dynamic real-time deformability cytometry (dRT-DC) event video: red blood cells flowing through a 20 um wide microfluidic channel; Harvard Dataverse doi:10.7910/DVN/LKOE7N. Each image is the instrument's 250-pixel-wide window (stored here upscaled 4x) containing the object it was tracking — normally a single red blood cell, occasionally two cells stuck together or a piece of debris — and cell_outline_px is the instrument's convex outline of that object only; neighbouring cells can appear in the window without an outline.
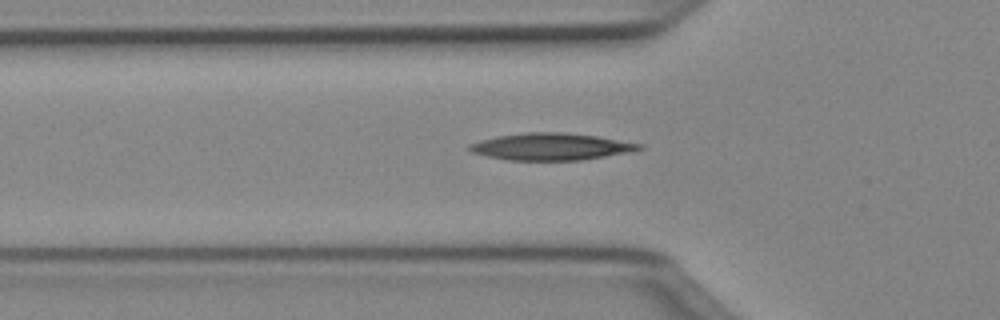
{"species": "Egyptian fruit bat (a non-hibernating species)", "species_latin": "Rousettus aegyptiacus", "temperature_condition": "cold", "stored_images_in_passage": 39, "camera_frame_rate_fps": 3000, "um_per_image_px": 0.085, "animal": {"sex": "female"}, "frame": {"image": 1, "passage_image": 12, "time_ms": 3.667, "image_size_px": [1000, 320], "cell_outline_px": [[644, 148], [628, 152], [580, 160], [508, 160], [488, 156], [472, 152], [464, 148], [468, 144], [480, 140], [496, 136], [528, 132], [560, 132], [596, 136], [644, 144]], "centroid_in_image_um": [46.79, 12.46], "position_along_channel_um": 79.0, "area_um2": 26.59}}
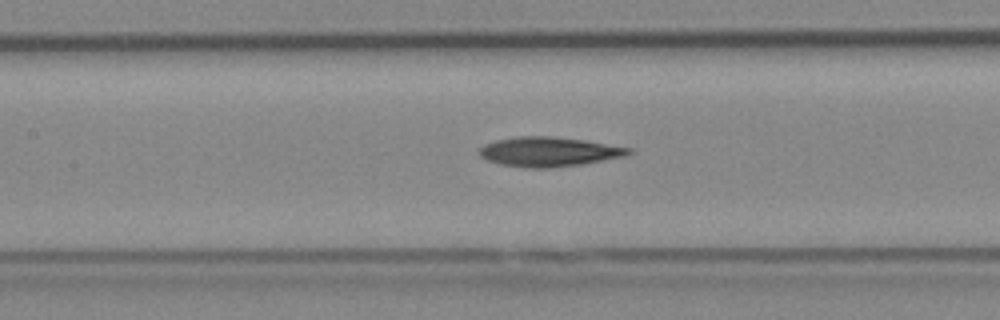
{"frame": {"image": 2, "passage_image": 18, "time_ms": 5.667, "image_size_px": [1000, 320], "cell_outline_px": [[632, 152], [624, 156], [580, 164], [548, 168], [528, 168], [500, 164], [488, 160], [480, 156], [476, 152], [484, 144], [496, 140], [516, 136], [548, 136], [584, 140], [632, 148]], "centroid_in_image_um": [46.6, 12.89], "position_along_channel_um": 160.8, "area_um2": 25.55}}
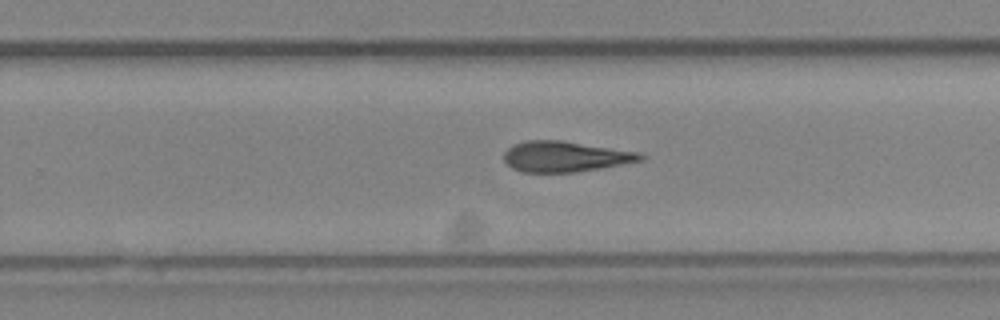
{"frame": {"image": 3, "passage_image": 27, "time_ms": 8.667, "image_size_px": [1000, 320], "cell_outline_px": [[644, 160], [600, 168], [576, 172], [524, 172], [512, 168], [504, 160], [504, 152], [512, 144], [524, 140], [564, 140], [640, 152], [644, 156]], "centroid_in_image_um": [48.04, 13.29], "position_along_channel_um": 281.8, "area_um2": 24.51}}